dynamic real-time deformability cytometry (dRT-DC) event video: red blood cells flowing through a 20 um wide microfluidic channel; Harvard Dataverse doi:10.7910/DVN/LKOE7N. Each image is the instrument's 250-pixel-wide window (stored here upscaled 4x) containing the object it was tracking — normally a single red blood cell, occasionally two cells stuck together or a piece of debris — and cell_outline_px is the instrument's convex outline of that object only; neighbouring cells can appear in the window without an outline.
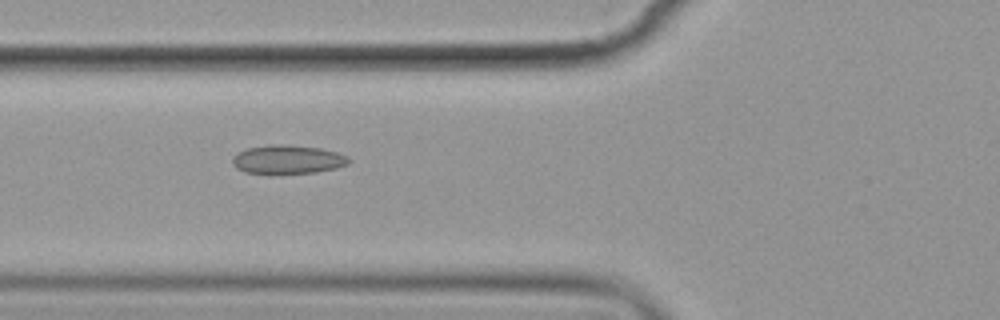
{"species": "common noctule bat (a hibernating species)", "species_latin": "Nyctalus noctula", "temperature_condition": "cold", "stored_images_in_passage": 5, "camera_frame_rate_fps": 3000, "um_per_image_px": 0.085, "animal": {"sex": "female", "body_mass_g": 19.9}, "frame": {"image": 1, "passage_image": 3, "time_ms": 2.333, "image_size_px": [1000, 320], "cell_outline_px": [[352, 160], [348, 164], [336, 168], [316, 172], [272, 176], [244, 172], [236, 168], [232, 164], [232, 156], [248, 148], [272, 144], [284, 144], [320, 148], [336, 152], [348, 156]], "centroid_in_image_um": [24.43, 13.59], "position_along_channel_um": 101.4, "area_um2": 20.17}}
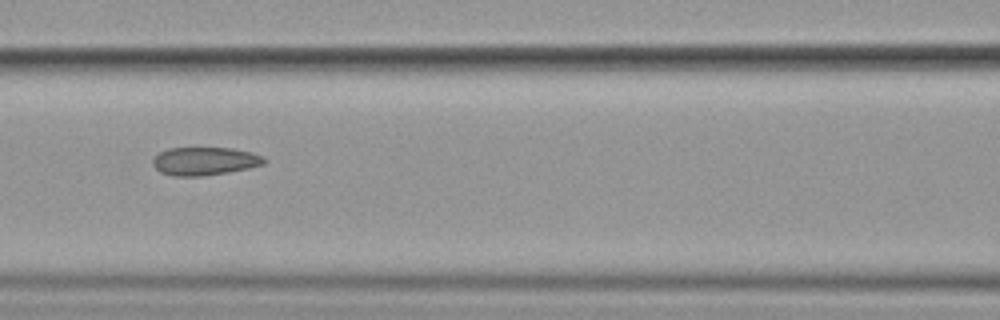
{"frame": {"image": 2, "passage_image": 4, "time_ms": 3.667, "image_size_px": [1000, 320], "cell_outline_px": [[268, 160], [264, 164], [248, 168], [228, 172], [204, 176], [172, 176], [160, 172], [152, 164], [152, 160], [160, 152], [168, 148], [232, 148], [252, 152], [264, 156]], "centroid_in_image_um": [17.42, 13.7], "position_along_channel_um": 149.2, "area_um2": 18.38}}
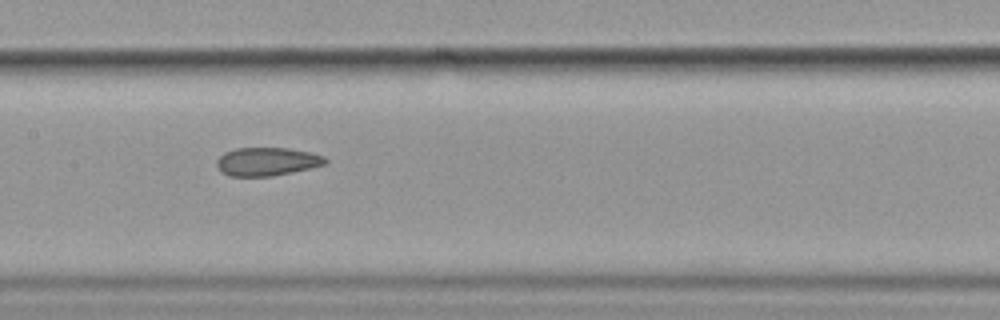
{"frame": {"image": 3, "passage_image": 5, "time_ms": 4.667, "image_size_px": [1000, 320], "cell_outline_px": [[328, 164], [292, 172], [272, 176], [228, 176], [216, 164], [216, 160], [224, 152], [236, 148], [288, 148], [312, 152], [324, 156], [328, 160]], "centroid_in_image_um": [22.74, 13.72], "position_along_channel_um": 184.7, "area_um2": 17.98}}